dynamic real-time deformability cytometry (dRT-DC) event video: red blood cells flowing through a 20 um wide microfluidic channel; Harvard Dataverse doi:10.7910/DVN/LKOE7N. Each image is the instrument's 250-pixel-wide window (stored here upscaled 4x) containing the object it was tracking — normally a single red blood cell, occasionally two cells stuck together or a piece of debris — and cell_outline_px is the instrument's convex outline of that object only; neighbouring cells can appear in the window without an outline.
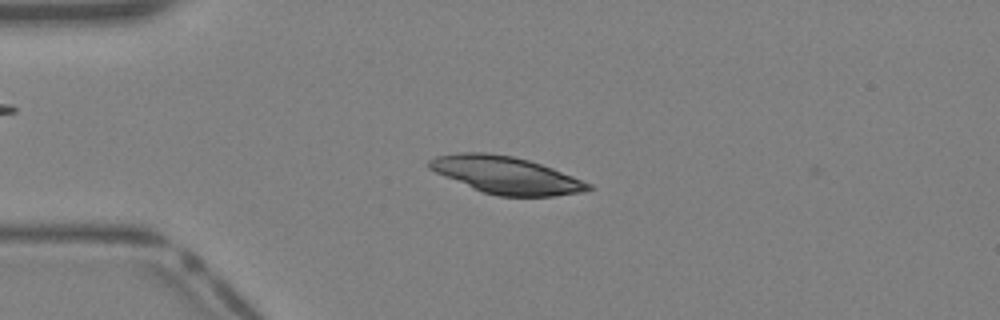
{"species": "Egyptian fruit bat (a non-hibernating species)", "species_latin": "Rousettus aegyptiacus", "temperature_condition": "warm", "stored_images_in_passage": 31, "camera_frame_rate_fps": 3000, "um_per_image_px": 0.085, "animal": {"sex": "female"}, "frame": {"image": 1, "passage_image": 1, "time_ms": 0.0, "image_size_px": [1000, 320], "cell_outline_px": [[592, 188], [584, 192], [552, 196], [500, 196], [484, 192], [444, 176], [428, 168], [428, 160], [436, 156], [460, 152], [488, 152], [512, 156], [528, 160], [552, 168], [592, 184]], "centroid_in_image_um": [43.01, 14.87], "position_along_channel_um": 42.0, "area_um2": 34.1}}
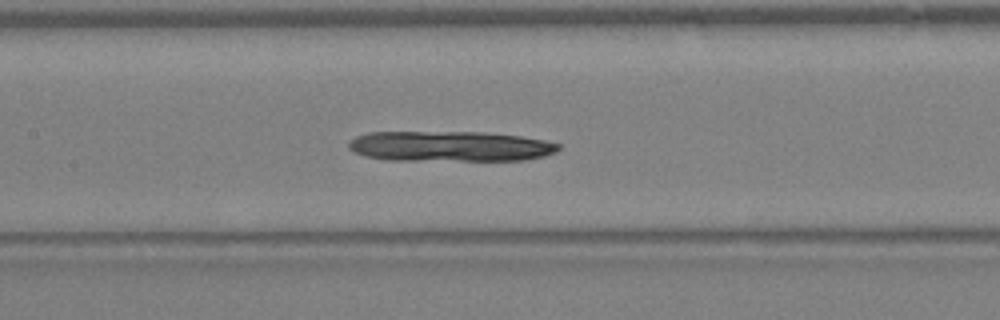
{"frame": {"image": 2, "passage_image": 10, "time_ms": 3.0, "image_size_px": [1000, 320], "cell_outline_px": [[560, 148], [556, 152], [544, 156], [524, 160], [388, 160], [368, 156], [356, 152], [348, 148], [348, 144], [356, 136], [368, 132], [488, 132], [520, 136], [544, 140], [560, 144]], "centroid_in_image_um": [38.29, 12.43], "position_along_channel_um": 169.1, "area_um2": 37.11}}
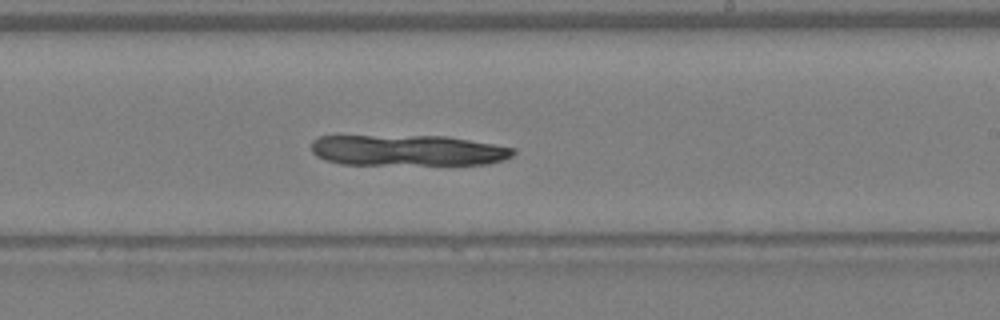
{"frame": {"image": 3, "passage_image": 15, "time_ms": 4.667, "image_size_px": [1000, 320], "cell_outline_px": [[516, 152], [512, 156], [504, 160], [488, 164], [340, 164], [324, 160], [316, 156], [312, 152], [312, 140], [320, 136], [448, 136], [516, 148]], "centroid_in_image_um": [34.67, 12.78], "position_along_channel_um": 254.3, "area_um2": 36.47}}